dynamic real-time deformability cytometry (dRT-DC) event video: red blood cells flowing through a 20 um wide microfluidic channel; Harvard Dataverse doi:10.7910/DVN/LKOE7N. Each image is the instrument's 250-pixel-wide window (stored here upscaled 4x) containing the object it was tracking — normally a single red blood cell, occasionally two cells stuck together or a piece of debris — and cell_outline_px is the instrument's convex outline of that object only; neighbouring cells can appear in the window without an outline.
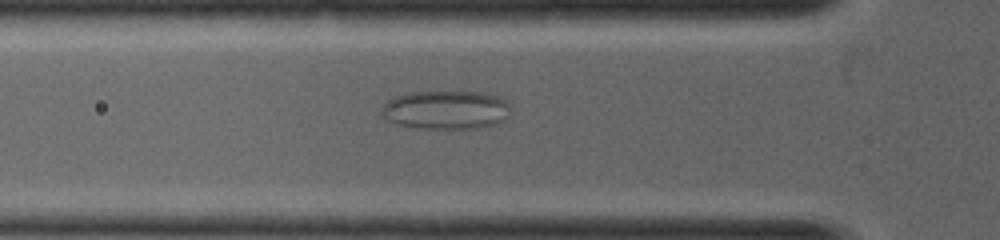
{"species": "common noctule bat (a hibernating species)", "species_latin": "Nyctalus noctula", "temperature_condition": "warm", "stored_images_in_passage": 28, "camera_frame_rate_fps": 5000, "um_per_image_px": 0.085, "animal": {"sex": "female", "body_mass_g": 19.0, "forearm_length_mm": 53.3}, "frame": {"image": 1, "passage_image": 4, "time_ms": 0.6, "image_size_px": [1000, 240], "cell_outline_px": [[508, 116], [504, 120], [496, 124], [480, 128], [416, 128], [396, 124], [380, 116], [380, 112], [384, 104], [388, 100], [396, 96], [412, 92], [480, 92], [496, 96], [508, 100]], "centroid_in_image_um": [37.88, 9.35], "position_along_channel_um": 87.9, "area_um2": 29.13}}
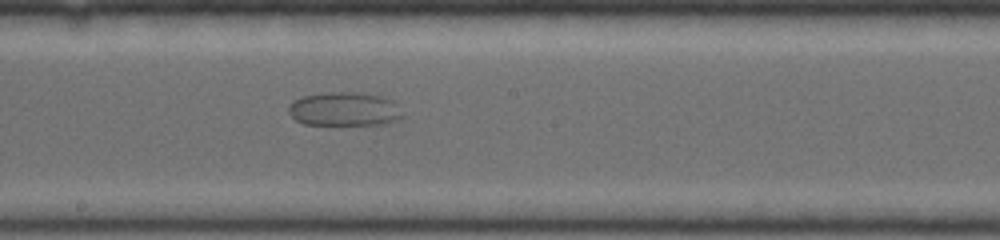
{"frame": {"image": 2, "passage_image": 12, "time_ms": 2.2, "image_size_px": [1000, 240], "cell_outline_px": [[404, 116], [400, 120], [388, 124], [304, 124], [296, 120], [288, 112], [288, 104], [304, 96], [328, 92], [356, 92], [380, 96], [392, 100], [396, 104]], "centroid_in_image_um": [29.3, 9.28], "position_along_channel_um": 218.9, "area_um2": 22.43}}
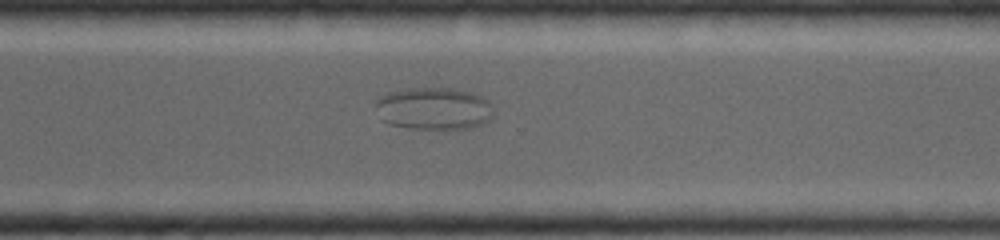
{"frame": {"image": 3, "passage_image": 19, "time_ms": 3.6, "image_size_px": [1000, 240], "cell_outline_px": [[492, 116], [488, 120], [472, 128], [408, 128], [388, 124], [380, 120], [376, 104], [376, 100], [380, 96], [388, 92], [412, 88], [452, 88], [468, 92], [480, 96], [488, 104], [492, 112]], "centroid_in_image_um": [36.79, 9.23], "position_along_channel_um": 333.8, "area_um2": 28.67}}